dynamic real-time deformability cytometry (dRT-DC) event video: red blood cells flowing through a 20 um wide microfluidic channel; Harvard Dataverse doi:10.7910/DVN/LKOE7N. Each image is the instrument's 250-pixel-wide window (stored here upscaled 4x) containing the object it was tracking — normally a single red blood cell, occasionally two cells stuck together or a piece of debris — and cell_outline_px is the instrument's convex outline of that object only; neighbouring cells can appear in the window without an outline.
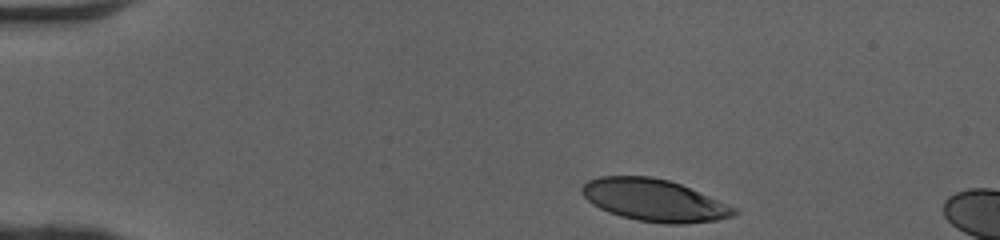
{"species": "human", "species_latin": "Homo sapiens", "temperature_condition": "cold", "stored_images_in_passage": 8, "camera_frame_rate_fps": 3000, "um_per_image_px": 0.085, "donor": {"sex": "female"}, "frame": {"image": 1, "passage_image": 1, "time_ms": 0.0, "image_size_px": [1000, 240], "cell_outline_px": [[740, 212], [732, 216], [716, 220], [684, 224], [664, 224], [636, 220], [620, 216], [608, 212], [592, 204], [580, 192], [580, 188], [588, 180], [600, 176], [652, 176], [668, 180], [680, 184], [736, 208]], "centroid_in_image_um": [55.57, 17.02], "position_along_channel_um": 29.4, "area_um2": 37.22}}